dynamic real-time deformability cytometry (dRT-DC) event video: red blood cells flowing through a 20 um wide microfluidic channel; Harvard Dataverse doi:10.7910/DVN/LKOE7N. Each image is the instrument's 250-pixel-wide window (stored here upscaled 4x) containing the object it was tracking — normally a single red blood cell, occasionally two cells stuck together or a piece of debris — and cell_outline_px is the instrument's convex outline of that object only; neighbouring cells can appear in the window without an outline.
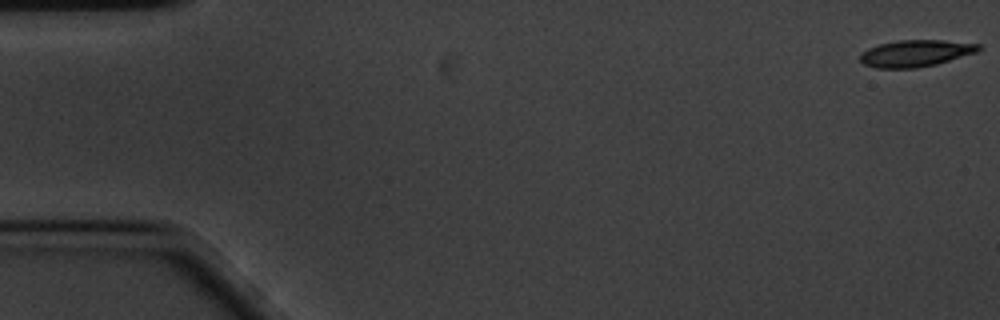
{"species": "common noctule bat (a hibernating species)", "species_latin": "Nyctalus noctula", "temperature_condition": "cold", "stored_images_in_passage": 58, "camera_frame_rate_fps": 3000, "um_per_image_px": 0.085, "animal": {"sex": "male", "body_mass_g": 20.1, "forearm_length_mm": 53.5}, "frame": {"image": 1, "passage_image": 1, "time_ms": 0.0, "image_size_px": [1000, 320], "cell_outline_px": [[980, 48], [976, 52], [936, 64], [916, 68], [876, 68], [864, 64], [860, 60], [860, 52], [868, 48], [880, 44], [896, 40], [944, 40], [980, 44]], "centroid_in_image_um": [77.79, 4.52], "position_along_channel_um": 7.2, "area_um2": 18.38}}
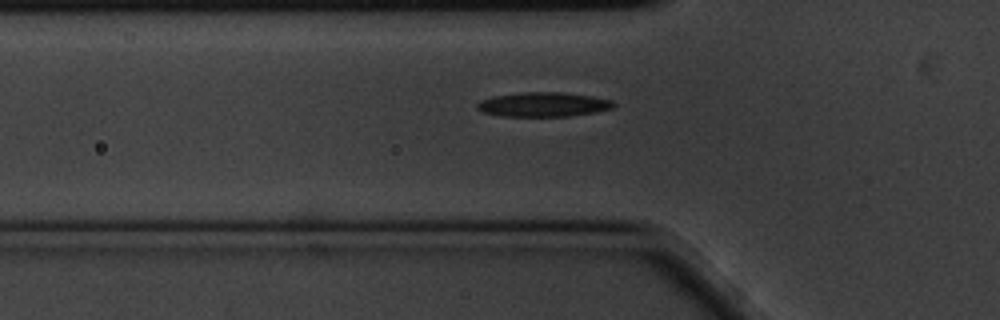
{"frame": {"image": 2, "passage_image": 19, "time_ms": 6.0, "image_size_px": [1000, 320], "cell_outline_px": [[616, 104], [612, 108], [596, 112], [568, 116], [500, 116], [484, 112], [476, 108], [476, 104], [480, 100], [496, 96], [524, 92], [560, 92], [592, 96], [612, 100]], "centroid_in_image_um": [46.19, 8.88], "position_along_channel_um": 79.6, "area_um2": 19.31}}
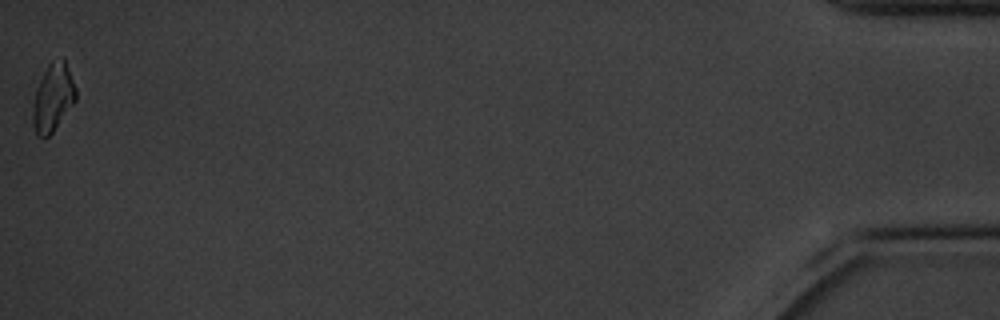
{"frame": {"image": 3, "passage_image": 58, "time_ms": 19.0, "image_size_px": [1000, 320], "cell_outline_px": [[76, 100], [52, 132], [44, 140], [36, 136], [32, 124], [32, 104], [36, 88], [48, 64], [52, 60], [64, 60], [76, 88]], "centroid_in_image_um": [4.46, 8.36], "position_along_channel_um": 430.7, "area_um2": 16.94}, "authors_computed_cell_mechanics": {"area_um2": 18.4671, "velocity_mm_per_s": 3.4392, "shape_relaxation_time_tau1_ms": 3.1292, "shape_relaxation_time_tau2_ms": null, "deformation_change_tau1": 0.1079, "deformation_change_tau2": null}}